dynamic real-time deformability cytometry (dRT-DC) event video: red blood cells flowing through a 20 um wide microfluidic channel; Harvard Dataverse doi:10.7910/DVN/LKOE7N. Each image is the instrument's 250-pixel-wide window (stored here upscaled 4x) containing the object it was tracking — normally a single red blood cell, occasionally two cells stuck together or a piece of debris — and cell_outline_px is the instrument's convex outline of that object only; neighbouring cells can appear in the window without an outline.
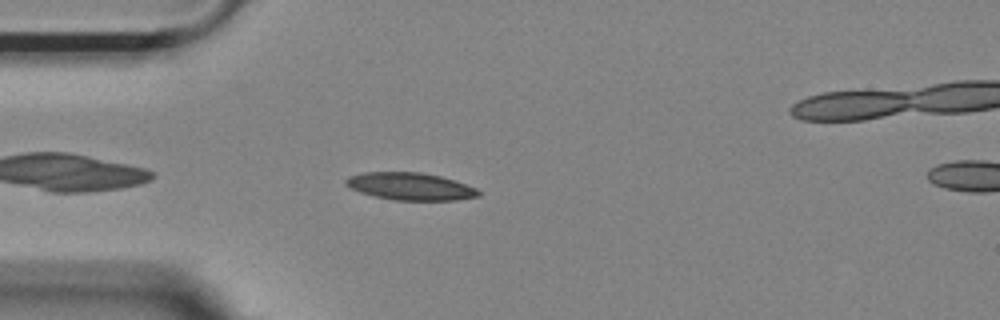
{"species": "Egyptian fruit bat (a non-hibernating species)", "species_latin": "Rousettus aegyptiacus", "temperature_condition": "room temperature", "stored_images_in_passage": 6, "camera_frame_rate_fps": 3000, "um_per_image_px": 0.085, "animal": {"sex": "female"}, "frame": {"image": 1, "passage_image": 4, "time_ms": 1.0, "image_size_px": [1000, 320], "cell_outline_px": [[480, 196], [456, 200], [392, 200], [360, 192], [344, 184], [344, 180], [348, 176], [364, 172], [420, 172], [440, 176], [476, 188], [480, 192]], "centroid_in_image_um": [34.85, 15.84], "position_along_channel_um": 50.2, "area_um2": 21.04}}